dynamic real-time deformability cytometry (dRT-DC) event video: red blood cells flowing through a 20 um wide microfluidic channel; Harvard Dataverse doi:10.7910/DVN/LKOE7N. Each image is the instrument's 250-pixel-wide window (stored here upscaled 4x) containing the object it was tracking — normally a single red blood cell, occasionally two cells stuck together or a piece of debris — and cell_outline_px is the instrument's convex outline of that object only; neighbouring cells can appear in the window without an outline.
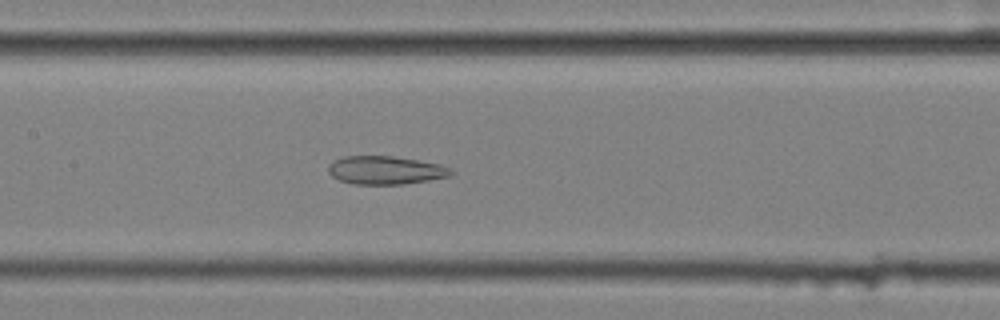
{"species": "common noctule bat (a hibernating species)", "species_latin": "Nyctalus noctula", "temperature_condition": "cold", "stored_images_in_passage": 57, "segment_of_instrument_passage": [2, 2], "camera_frame_rate_fps": 3000, "um_per_image_px": 0.085, "animal": {"sex": "female", "body_mass_g": 25.1}, "frame": {"image": 1, "passage_image": 28, "time_ms": 9.0, "image_size_px": [1000, 320], "cell_outline_px": [[452, 172], [448, 176], [428, 180], [404, 184], [352, 184], [340, 180], [332, 176], [328, 172], [328, 164], [344, 156], [392, 156], [440, 164], [448, 168]], "centroid_in_image_um": [32.71, 14.47], "position_along_channel_um": 174.7, "area_um2": 19.94}}
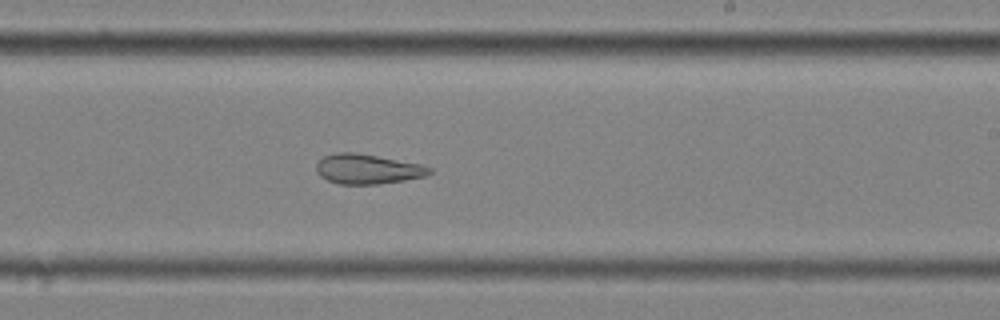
{"frame": {"image": 2, "passage_image": 35, "time_ms": 11.333, "image_size_px": [1000, 320], "cell_outline_px": [[432, 172], [424, 176], [404, 180], [376, 184], [340, 184], [328, 180], [320, 176], [316, 172], [316, 164], [324, 156], [336, 152], [356, 152], [420, 164], [432, 168]], "centroid_in_image_um": [31.21, 14.36], "position_along_channel_um": 257.8, "area_um2": 19.54}}
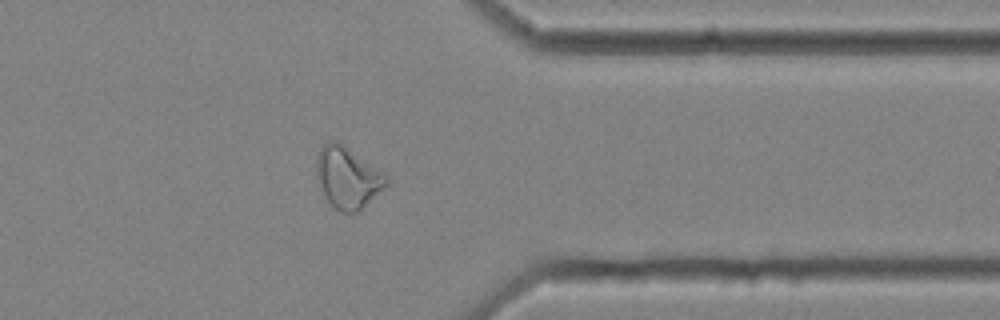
{"frame": {"image": 3, "passage_image": 46, "time_ms": 15.0, "image_size_px": [1000, 320], "cell_outline_px": [[388, 184], [360, 212], [340, 212], [328, 200], [316, 176], [316, 160], [320, 148], [324, 144], [332, 140], [336, 140], [344, 144], [384, 172], [388, 176]], "centroid_in_image_um": [29.58, 15.08], "position_along_channel_um": 381.8, "area_um2": 25.03}}